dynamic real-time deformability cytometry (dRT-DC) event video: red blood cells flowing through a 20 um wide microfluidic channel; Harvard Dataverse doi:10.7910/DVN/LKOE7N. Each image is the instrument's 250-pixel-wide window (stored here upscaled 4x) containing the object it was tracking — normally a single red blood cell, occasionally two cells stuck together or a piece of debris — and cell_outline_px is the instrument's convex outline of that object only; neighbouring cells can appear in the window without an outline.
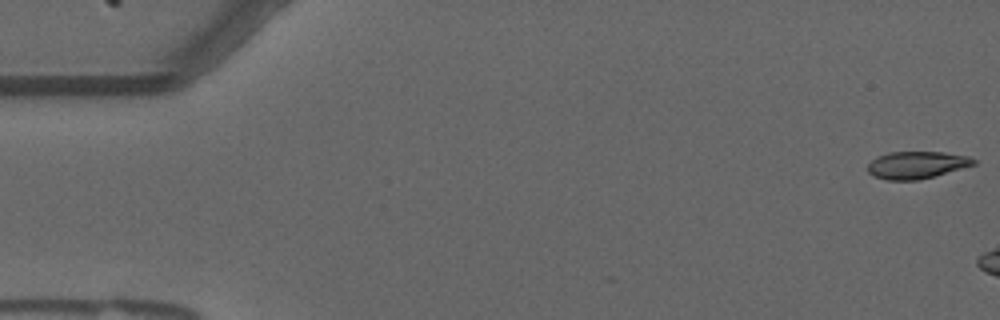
{"species": "common noctule bat (a hibernating species)", "species_latin": "Nyctalus noctula", "temperature_condition": "warm", "stored_images_in_passage": 5, "camera_frame_rate_fps": 3000, "um_per_image_px": 0.085, "animal": {"sex": "male", "forearm_length_mm": 52.5}, "frame": {"image": 1, "passage_image": 1, "time_ms": 0.0, "image_size_px": [1000, 320], "cell_outline_px": [[976, 164], [932, 176], [916, 180], [888, 180], [872, 176], [868, 172], [868, 164], [876, 156], [888, 152], [944, 152], [968, 156], [976, 160]], "centroid_in_image_um": [77.87, 14.01], "position_along_channel_um": 7.1, "area_um2": 16.7}}